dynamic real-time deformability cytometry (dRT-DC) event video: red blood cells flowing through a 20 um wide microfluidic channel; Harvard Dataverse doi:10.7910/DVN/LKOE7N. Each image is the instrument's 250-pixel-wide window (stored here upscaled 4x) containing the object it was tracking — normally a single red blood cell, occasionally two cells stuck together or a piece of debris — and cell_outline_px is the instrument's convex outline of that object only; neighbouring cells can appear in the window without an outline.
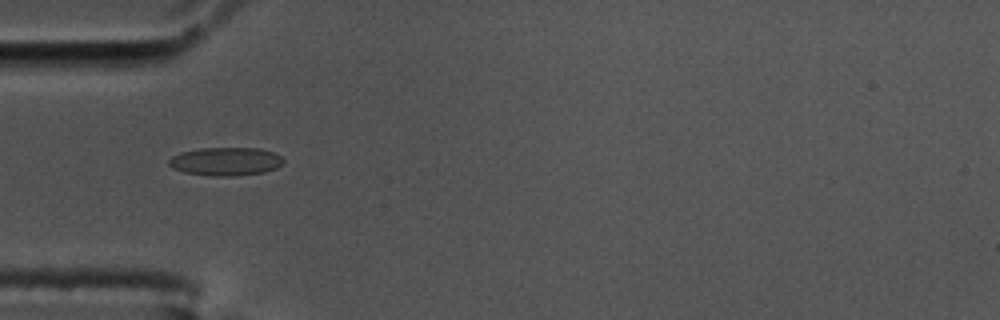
{"species": "common noctule bat (a hibernating species)", "species_latin": "Nyctalus noctula", "temperature_condition": "cold", "stored_images_in_passage": 40, "camera_frame_rate_fps": 3000, "um_per_image_px": 0.085, "animal": {"sex": "male", "body_mass_g": 17.5, "forearm_length_mm": 52.3}, "frame": {"image": 1, "passage_image": 1, "time_ms": 0.0, "image_size_px": [1000, 320], "cell_outline_px": [[284, 164], [276, 168], [264, 172], [232, 176], [216, 176], [184, 172], [172, 168], [168, 164], [168, 160], [172, 156], [180, 152], [200, 148], [256, 148], [272, 152], [280, 156], [284, 160]], "centroid_in_image_um": [19.17, 13.72], "position_along_channel_um": 65.8, "area_um2": 18.84}}
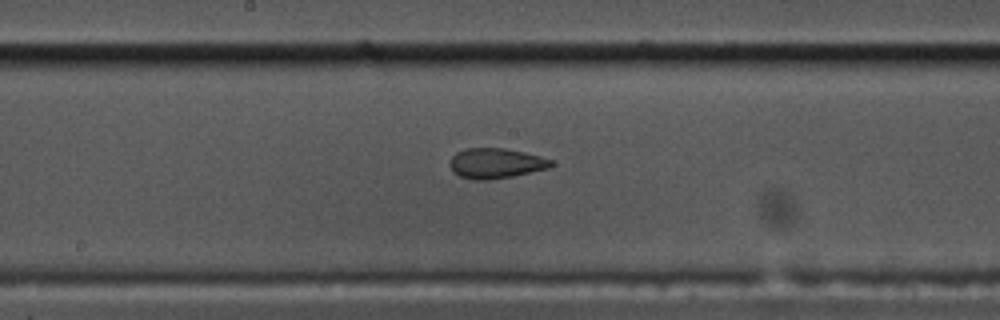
{"frame": {"image": 2, "passage_image": 13, "time_ms": 4.0, "image_size_px": [1000, 320], "cell_outline_px": [[556, 164], [548, 168], [512, 176], [488, 180], [472, 180], [460, 176], [452, 172], [448, 164], [448, 160], [456, 152], [468, 148], [504, 148], [524, 152], [540, 156], [552, 160]], "centroid_in_image_um": [42.1, 13.88], "position_along_channel_um": 206.1, "area_um2": 17.98}}
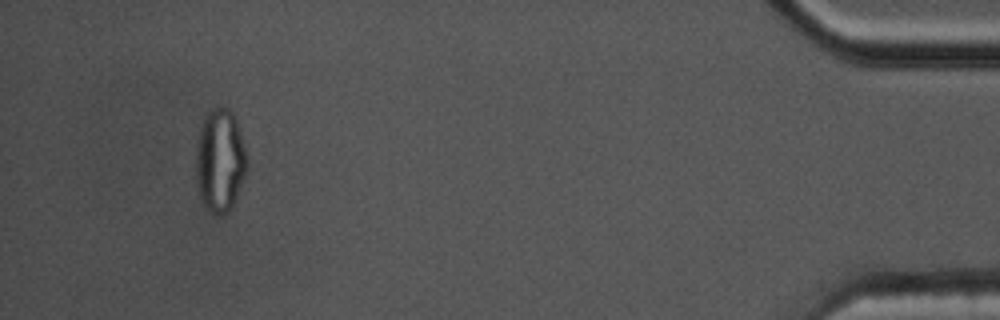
{"frame": {"image": 3, "passage_image": 37, "time_ms": 12.0, "image_size_px": [1000, 320], "cell_outline_px": [[248, 168], [236, 196], [228, 212], [224, 216], [216, 216], [204, 204], [200, 196], [196, 180], [196, 144], [200, 128], [204, 116], [212, 108], [220, 104], [228, 108], [232, 112], [236, 120], [248, 160]], "centroid_in_image_um": [18.69, 13.61], "position_along_channel_um": 416.5, "area_um2": 30.81}, "authors_computed_cell_mechanics": {"area_um2": 18.5249, "velocity_mm_per_s": 3.5122, "shape_relaxation_time_tau1_ms": null, "shape_relaxation_time_tau2_ms": 1.1863, "deformation_change_tau1": null, "deformation_change_tau2": 0.0576}}